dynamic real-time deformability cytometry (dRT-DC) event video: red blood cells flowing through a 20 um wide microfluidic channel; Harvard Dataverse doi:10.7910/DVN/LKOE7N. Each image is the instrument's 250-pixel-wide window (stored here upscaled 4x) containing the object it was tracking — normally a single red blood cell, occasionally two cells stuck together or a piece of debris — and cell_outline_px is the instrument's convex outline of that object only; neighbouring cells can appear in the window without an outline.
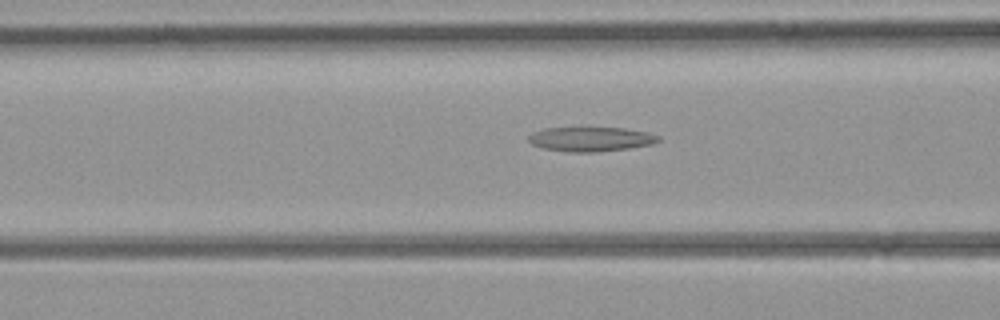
{"species": "common noctule bat (a hibernating species)", "species_latin": "Nyctalus noctula", "temperature_condition": "room temperature", "stored_images_in_passage": 31, "camera_frame_rate_fps": 3000, "um_per_image_px": 0.085, "animal": {"sex": "female", "body_mass_g": 21.9}, "frame": {"image": 1, "passage_image": 13, "time_ms": 4.0, "image_size_px": [1000, 320], "cell_outline_px": [[660, 140], [652, 144], [628, 148], [596, 152], [572, 152], [544, 148], [532, 144], [528, 140], [528, 136], [532, 132], [544, 128], [588, 124], [624, 128], [648, 132], [660, 136]], "centroid_in_image_um": [50.19, 11.76], "position_along_channel_um": 116.4, "area_um2": 19.54}}
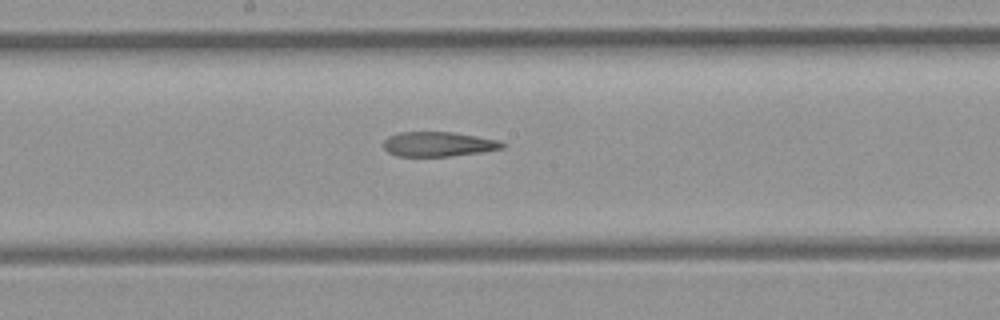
{"frame": {"image": 2, "passage_image": 19, "time_ms": 6.0, "image_size_px": [1000, 320], "cell_outline_px": [[504, 148], [480, 152], [448, 156], [396, 156], [388, 152], [384, 148], [384, 140], [388, 136], [400, 132], [452, 132], [500, 140], [504, 144]], "centroid_in_image_um": [37.24, 12.25], "position_along_channel_um": 211.0, "area_um2": 16.99}}
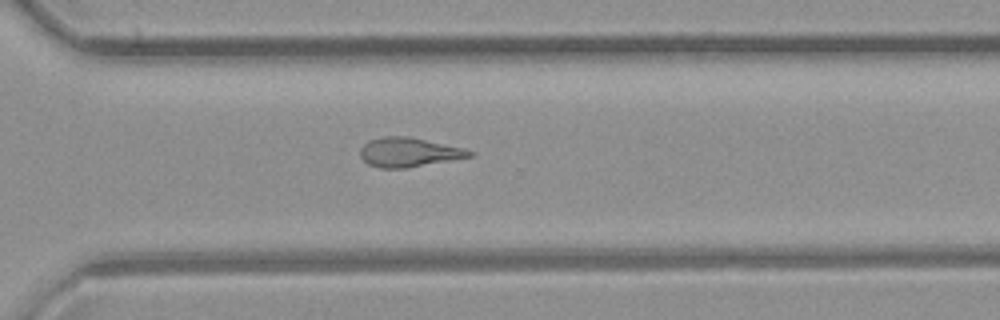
{"frame": {"image": 3, "passage_image": 27, "time_ms": 8.667, "image_size_px": [1000, 320], "cell_outline_px": [[476, 152], [472, 156], [452, 160], [408, 168], [380, 168], [368, 164], [360, 156], [360, 148], [368, 140], [384, 136], [408, 136], [464, 148]], "centroid_in_image_um": [34.75, 12.94], "position_along_channel_um": 335.9, "area_um2": 18.73}}